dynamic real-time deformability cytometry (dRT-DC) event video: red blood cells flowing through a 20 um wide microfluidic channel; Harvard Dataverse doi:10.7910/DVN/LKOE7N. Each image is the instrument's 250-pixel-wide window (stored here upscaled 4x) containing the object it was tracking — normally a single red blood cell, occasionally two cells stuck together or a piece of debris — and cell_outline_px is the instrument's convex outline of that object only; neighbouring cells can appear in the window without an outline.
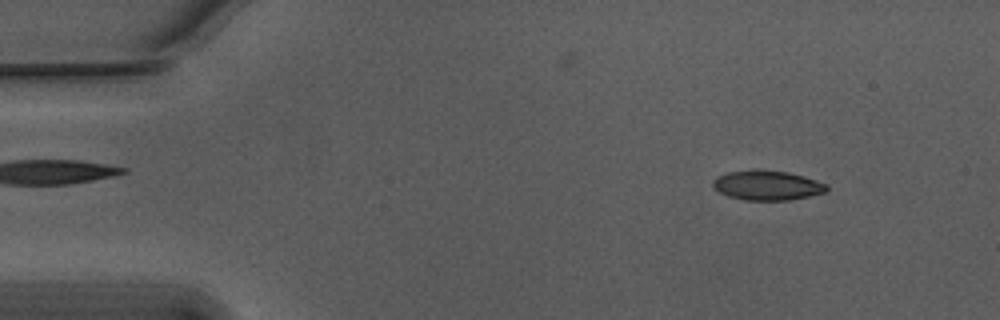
{"species": "Egyptian fruit bat (a non-hibernating species)", "species_latin": "Rousettus aegyptiacus", "temperature_condition": "warm", "stored_images_in_passage": 18, "camera_frame_rate_fps": 3000, "um_per_image_px": 0.085, "animal": {"sex": "male"}, "frame": {"image": 1, "passage_image": 6, "time_ms": 1.667, "image_size_px": [1000, 320], "cell_outline_px": [[828, 188], [824, 192], [808, 196], [788, 200], [744, 200], [728, 196], [720, 192], [712, 184], [712, 180], [716, 176], [728, 172], [756, 168], [788, 172], [804, 176], [828, 184]], "centroid_in_image_um": [65.19, 15.73], "position_along_channel_um": 19.8, "area_um2": 19.83}}
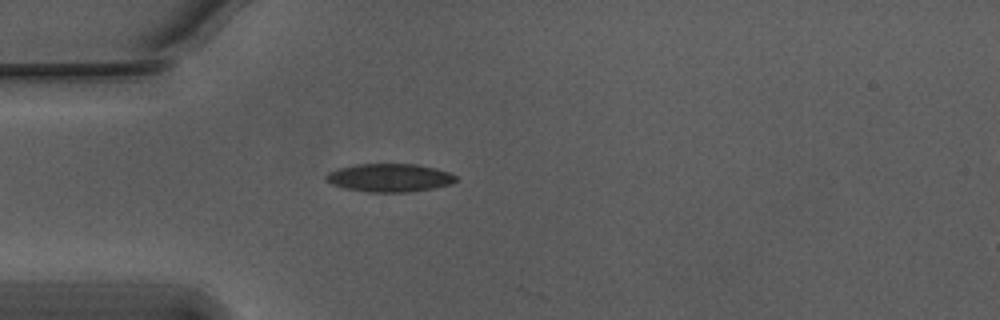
{"frame": {"image": 2, "passage_image": 15, "time_ms": 4.667, "image_size_px": [1000, 320], "cell_outline_px": [[456, 180], [448, 184], [432, 188], [412, 192], [368, 192], [344, 188], [332, 184], [324, 180], [324, 176], [328, 172], [340, 168], [356, 164], [416, 164], [436, 168], [448, 172], [456, 176]], "centroid_in_image_um": [33.06, 15.11], "position_along_channel_um": 51.9, "area_um2": 21.27}}